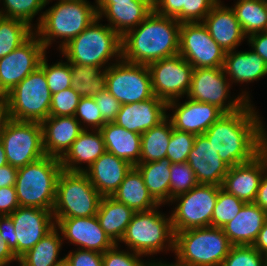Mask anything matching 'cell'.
I'll return each instance as SVG.
<instances>
[{
    "label": "cell",
    "instance_id": "cell-1",
    "mask_svg": "<svg viewBox=\"0 0 267 266\" xmlns=\"http://www.w3.org/2000/svg\"><path fill=\"white\" fill-rule=\"evenodd\" d=\"M251 103L225 113L204 135L229 167L253 160L267 147V131ZM255 108V109H254Z\"/></svg>",
    "mask_w": 267,
    "mask_h": 266
},
{
    "label": "cell",
    "instance_id": "cell-2",
    "mask_svg": "<svg viewBox=\"0 0 267 266\" xmlns=\"http://www.w3.org/2000/svg\"><path fill=\"white\" fill-rule=\"evenodd\" d=\"M179 23L154 10L136 27L121 37L122 60L148 65L179 53Z\"/></svg>",
    "mask_w": 267,
    "mask_h": 266
},
{
    "label": "cell",
    "instance_id": "cell-3",
    "mask_svg": "<svg viewBox=\"0 0 267 266\" xmlns=\"http://www.w3.org/2000/svg\"><path fill=\"white\" fill-rule=\"evenodd\" d=\"M52 0H47L48 5ZM95 4L87 0H58L44 11L42 20L34 30L47 50L56 39L61 40L59 50L83 32L96 18Z\"/></svg>",
    "mask_w": 267,
    "mask_h": 266
},
{
    "label": "cell",
    "instance_id": "cell-4",
    "mask_svg": "<svg viewBox=\"0 0 267 266\" xmlns=\"http://www.w3.org/2000/svg\"><path fill=\"white\" fill-rule=\"evenodd\" d=\"M99 23L100 18L97 17L83 32L63 46L60 49L61 57L64 56L70 64L94 65L104 70L114 64L111 61H120L121 36L108 25Z\"/></svg>",
    "mask_w": 267,
    "mask_h": 266
},
{
    "label": "cell",
    "instance_id": "cell-5",
    "mask_svg": "<svg viewBox=\"0 0 267 266\" xmlns=\"http://www.w3.org/2000/svg\"><path fill=\"white\" fill-rule=\"evenodd\" d=\"M62 171L60 159L47 155L18 168L15 188L19 205L53 211Z\"/></svg>",
    "mask_w": 267,
    "mask_h": 266
},
{
    "label": "cell",
    "instance_id": "cell-6",
    "mask_svg": "<svg viewBox=\"0 0 267 266\" xmlns=\"http://www.w3.org/2000/svg\"><path fill=\"white\" fill-rule=\"evenodd\" d=\"M160 206L162 205L149 211L135 212L120 243H124L130 251L145 257L163 251L173 252L175 234L171 215L161 213L158 210Z\"/></svg>",
    "mask_w": 267,
    "mask_h": 266
},
{
    "label": "cell",
    "instance_id": "cell-7",
    "mask_svg": "<svg viewBox=\"0 0 267 266\" xmlns=\"http://www.w3.org/2000/svg\"><path fill=\"white\" fill-rule=\"evenodd\" d=\"M232 246L222 228H192L175 233L173 253L186 266H221Z\"/></svg>",
    "mask_w": 267,
    "mask_h": 266
},
{
    "label": "cell",
    "instance_id": "cell-8",
    "mask_svg": "<svg viewBox=\"0 0 267 266\" xmlns=\"http://www.w3.org/2000/svg\"><path fill=\"white\" fill-rule=\"evenodd\" d=\"M5 98L9 119L41 123L49 117L52 95L40 66L18 83Z\"/></svg>",
    "mask_w": 267,
    "mask_h": 266
},
{
    "label": "cell",
    "instance_id": "cell-9",
    "mask_svg": "<svg viewBox=\"0 0 267 266\" xmlns=\"http://www.w3.org/2000/svg\"><path fill=\"white\" fill-rule=\"evenodd\" d=\"M102 196L82 172L62 171L57 180L54 219L96 216Z\"/></svg>",
    "mask_w": 267,
    "mask_h": 266
},
{
    "label": "cell",
    "instance_id": "cell-10",
    "mask_svg": "<svg viewBox=\"0 0 267 266\" xmlns=\"http://www.w3.org/2000/svg\"><path fill=\"white\" fill-rule=\"evenodd\" d=\"M231 83L223 67L194 68L191 86L187 98L217 106L224 113H233L251 103L248 91H242L237 97H231ZM230 98V99H229ZM228 100V101H227Z\"/></svg>",
    "mask_w": 267,
    "mask_h": 266
},
{
    "label": "cell",
    "instance_id": "cell-11",
    "mask_svg": "<svg viewBox=\"0 0 267 266\" xmlns=\"http://www.w3.org/2000/svg\"><path fill=\"white\" fill-rule=\"evenodd\" d=\"M220 186L199 184L186 193L174 197L171 211L174 234L192 228L212 226L213 210Z\"/></svg>",
    "mask_w": 267,
    "mask_h": 266
},
{
    "label": "cell",
    "instance_id": "cell-12",
    "mask_svg": "<svg viewBox=\"0 0 267 266\" xmlns=\"http://www.w3.org/2000/svg\"><path fill=\"white\" fill-rule=\"evenodd\" d=\"M8 164L15 168L45 156L40 122L8 119L0 134Z\"/></svg>",
    "mask_w": 267,
    "mask_h": 266
},
{
    "label": "cell",
    "instance_id": "cell-13",
    "mask_svg": "<svg viewBox=\"0 0 267 266\" xmlns=\"http://www.w3.org/2000/svg\"><path fill=\"white\" fill-rule=\"evenodd\" d=\"M106 89L120 103L129 104L154 96L151 75L147 65L120 60L105 71Z\"/></svg>",
    "mask_w": 267,
    "mask_h": 266
},
{
    "label": "cell",
    "instance_id": "cell-14",
    "mask_svg": "<svg viewBox=\"0 0 267 266\" xmlns=\"http://www.w3.org/2000/svg\"><path fill=\"white\" fill-rule=\"evenodd\" d=\"M179 55L193 68L223 67L225 52L202 22H184L180 27Z\"/></svg>",
    "mask_w": 267,
    "mask_h": 266
},
{
    "label": "cell",
    "instance_id": "cell-15",
    "mask_svg": "<svg viewBox=\"0 0 267 266\" xmlns=\"http://www.w3.org/2000/svg\"><path fill=\"white\" fill-rule=\"evenodd\" d=\"M152 90L166 102L187 96L194 68L181 55L149 63Z\"/></svg>",
    "mask_w": 267,
    "mask_h": 266
},
{
    "label": "cell",
    "instance_id": "cell-16",
    "mask_svg": "<svg viewBox=\"0 0 267 266\" xmlns=\"http://www.w3.org/2000/svg\"><path fill=\"white\" fill-rule=\"evenodd\" d=\"M47 53L34 33L20 47L0 58V96L7 95L26 76L39 67Z\"/></svg>",
    "mask_w": 267,
    "mask_h": 266
},
{
    "label": "cell",
    "instance_id": "cell-17",
    "mask_svg": "<svg viewBox=\"0 0 267 266\" xmlns=\"http://www.w3.org/2000/svg\"><path fill=\"white\" fill-rule=\"evenodd\" d=\"M8 216L17 235V259L55 227L53 212L38 207L19 206Z\"/></svg>",
    "mask_w": 267,
    "mask_h": 266
},
{
    "label": "cell",
    "instance_id": "cell-18",
    "mask_svg": "<svg viewBox=\"0 0 267 266\" xmlns=\"http://www.w3.org/2000/svg\"><path fill=\"white\" fill-rule=\"evenodd\" d=\"M188 99L181 104L179 99L167 102V117L173 128L194 135L204 134L225 113L217 106Z\"/></svg>",
    "mask_w": 267,
    "mask_h": 266
},
{
    "label": "cell",
    "instance_id": "cell-19",
    "mask_svg": "<svg viewBox=\"0 0 267 266\" xmlns=\"http://www.w3.org/2000/svg\"><path fill=\"white\" fill-rule=\"evenodd\" d=\"M55 227L62 235L63 241L75 244L78 249L93 250L104 253L115 243L101 228L96 216L54 219Z\"/></svg>",
    "mask_w": 267,
    "mask_h": 266
},
{
    "label": "cell",
    "instance_id": "cell-20",
    "mask_svg": "<svg viewBox=\"0 0 267 266\" xmlns=\"http://www.w3.org/2000/svg\"><path fill=\"white\" fill-rule=\"evenodd\" d=\"M266 170L267 147L253 160L230 167L222 188L245 203H254Z\"/></svg>",
    "mask_w": 267,
    "mask_h": 266
},
{
    "label": "cell",
    "instance_id": "cell-21",
    "mask_svg": "<svg viewBox=\"0 0 267 266\" xmlns=\"http://www.w3.org/2000/svg\"><path fill=\"white\" fill-rule=\"evenodd\" d=\"M194 171L199 184L222 187L229 166L224 163L204 134L196 135L186 161Z\"/></svg>",
    "mask_w": 267,
    "mask_h": 266
},
{
    "label": "cell",
    "instance_id": "cell-22",
    "mask_svg": "<svg viewBox=\"0 0 267 266\" xmlns=\"http://www.w3.org/2000/svg\"><path fill=\"white\" fill-rule=\"evenodd\" d=\"M167 102L157 96L147 100L123 104L114 123L128 131L143 134L167 117Z\"/></svg>",
    "mask_w": 267,
    "mask_h": 266
},
{
    "label": "cell",
    "instance_id": "cell-23",
    "mask_svg": "<svg viewBox=\"0 0 267 266\" xmlns=\"http://www.w3.org/2000/svg\"><path fill=\"white\" fill-rule=\"evenodd\" d=\"M202 23L225 53L236 50L247 39L234 10L221 1L211 9Z\"/></svg>",
    "mask_w": 267,
    "mask_h": 266
},
{
    "label": "cell",
    "instance_id": "cell-24",
    "mask_svg": "<svg viewBox=\"0 0 267 266\" xmlns=\"http://www.w3.org/2000/svg\"><path fill=\"white\" fill-rule=\"evenodd\" d=\"M95 4L98 17L102 20L105 16L109 22L107 25L121 37L136 28L153 11V0Z\"/></svg>",
    "mask_w": 267,
    "mask_h": 266
},
{
    "label": "cell",
    "instance_id": "cell-25",
    "mask_svg": "<svg viewBox=\"0 0 267 266\" xmlns=\"http://www.w3.org/2000/svg\"><path fill=\"white\" fill-rule=\"evenodd\" d=\"M45 155L61 159L84 130L74 116H49L41 122Z\"/></svg>",
    "mask_w": 267,
    "mask_h": 266
},
{
    "label": "cell",
    "instance_id": "cell-26",
    "mask_svg": "<svg viewBox=\"0 0 267 266\" xmlns=\"http://www.w3.org/2000/svg\"><path fill=\"white\" fill-rule=\"evenodd\" d=\"M133 166L114 154L103 153L83 173L102 197L112 196Z\"/></svg>",
    "mask_w": 267,
    "mask_h": 266
},
{
    "label": "cell",
    "instance_id": "cell-27",
    "mask_svg": "<svg viewBox=\"0 0 267 266\" xmlns=\"http://www.w3.org/2000/svg\"><path fill=\"white\" fill-rule=\"evenodd\" d=\"M105 152L104 139L100 130L84 129L60 159L62 169L67 172L82 173ZM83 163H86L87 167H82Z\"/></svg>",
    "mask_w": 267,
    "mask_h": 266
},
{
    "label": "cell",
    "instance_id": "cell-28",
    "mask_svg": "<svg viewBox=\"0 0 267 266\" xmlns=\"http://www.w3.org/2000/svg\"><path fill=\"white\" fill-rule=\"evenodd\" d=\"M267 213L255 203H245L236 217L222 229L233 246H252Z\"/></svg>",
    "mask_w": 267,
    "mask_h": 266
},
{
    "label": "cell",
    "instance_id": "cell-29",
    "mask_svg": "<svg viewBox=\"0 0 267 266\" xmlns=\"http://www.w3.org/2000/svg\"><path fill=\"white\" fill-rule=\"evenodd\" d=\"M223 69L231 85L250 83L267 76L266 62L253 50H233L225 54Z\"/></svg>",
    "mask_w": 267,
    "mask_h": 266
},
{
    "label": "cell",
    "instance_id": "cell-30",
    "mask_svg": "<svg viewBox=\"0 0 267 266\" xmlns=\"http://www.w3.org/2000/svg\"><path fill=\"white\" fill-rule=\"evenodd\" d=\"M100 132L107 152L127 161L132 166L140 163L141 134L128 131L114 122L106 123Z\"/></svg>",
    "mask_w": 267,
    "mask_h": 266
},
{
    "label": "cell",
    "instance_id": "cell-31",
    "mask_svg": "<svg viewBox=\"0 0 267 266\" xmlns=\"http://www.w3.org/2000/svg\"><path fill=\"white\" fill-rule=\"evenodd\" d=\"M135 211L112 196L102 197L96 217L101 228L115 243L120 244Z\"/></svg>",
    "mask_w": 267,
    "mask_h": 266
},
{
    "label": "cell",
    "instance_id": "cell-32",
    "mask_svg": "<svg viewBox=\"0 0 267 266\" xmlns=\"http://www.w3.org/2000/svg\"><path fill=\"white\" fill-rule=\"evenodd\" d=\"M135 212L149 211L159 204L149 194L140 171L133 166L112 195Z\"/></svg>",
    "mask_w": 267,
    "mask_h": 266
},
{
    "label": "cell",
    "instance_id": "cell-33",
    "mask_svg": "<svg viewBox=\"0 0 267 266\" xmlns=\"http://www.w3.org/2000/svg\"><path fill=\"white\" fill-rule=\"evenodd\" d=\"M170 166L167 157L135 166L140 171L149 194L159 205L170 204Z\"/></svg>",
    "mask_w": 267,
    "mask_h": 266
},
{
    "label": "cell",
    "instance_id": "cell-34",
    "mask_svg": "<svg viewBox=\"0 0 267 266\" xmlns=\"http://www.w3.org/2000/svg\"><path fill=\"white\" fill-rule=\"evenodd\" d=\"M59 230L54 227L47 235L39 240L18 261L23 266H55L64 257H59L63 245V238Z\"/></svg>",
    "mask_w": 267,
    "mask_h": 266
},
{
    "label": "cell",
    "instance_id": "cell-35",
    "mask_svg": "<svg viewBox=\"0 0 267 266\" xmlns=\"http://www.w3.org/2000/svg\"><path fill=\"white\" fill-rule=\"evenodd\" d=\"M172 130V122L166 117L158 125L141 134L140 163L154 162L166 157Z\"/></svg>",
    "mask_w": 267,
    "mask_h": 266
},
{
    "label": "cell",
    "instance_id": "cell-36",
    "mask_svg": "<svg viewBox=\"0 0 267 266\" xmlns=\"http://www.w3.org/2000/svg\"><path fill=\"white\" fill-rule=\"evenodd\" d=\"M231 8L246 36L267 31V0H237Z\"/></svg>",
    "mask_w": 267,
    "mask_h": 266
},
{
    "label": "cell",
    "instance_id": "cell-37",
    "mask_svg": "<svg viewBox=\"0 0 267 266\" xmlns=\"http://www.w3.org/2000/svg\"><path fill=\"white\" fill-rule=\"evenodd\" d=\"M71 86L81 97H94L104 91V69L94 65L70 64Z\"/></svg>",
    "mask_w": 267,
    "mask_h": 266
},
{
    "label": "cell",
    "instance_id": "cell-38",
    "mask_svg": "<svg viewBox=\"0 0 267 266\" xmlns=\"http://www.w3.org/2000/svg\"><path fill=\"white\" fill-rule=\"evenodd\" d=\"M35 33L27 23L0 16V58L5 57Z\"/></svg>",
    "mask_w": 267,
    "mask_h": 266
},
{
    "label": "cell",
    "instance_id": "cell-39",
    "mask_svg": "<svg viewBox=\"0 0 267 266\" xmlns=\"http://www.w3.org/2000/svg\"><path fill=\"white\" fill-rule=\"evenodd\" d=\"M46 1L47 0H0V3H2L4 7L0 8V16L21 20L32 28L35 25V30L42 20L44 12L41 10L46 7ZM38 13L42 14L37 18L38 22L33 25L31 22Z\"/></svg>",
    "mask_w": 267,
    "mask_h": 266
},
{
    "label": "cell",
    "instance_id": "cell-40",
    "mask_svg": "<svg viewBox=\"0 0 267 266\" xmlns=\"http://www.w3.org/2000/svg\"><path fill=\"white\" fill-rule=\"evenodd\" d=\"M244 204V201L220 187L213 210L212 227L223 228L236 217Z\"/></svg>",
    "mask_w": 267,
    "mask_h": 266
},
{
    "label": "cell",
    "instance_id": "cell-41",
    "mask_svg": "<svg viewBox=\"0 0 267 266\" xmlns=\"http://www.w3.org/2000/svg\"><path fill=\"white\" fill-rule=\"evenodd\" d=\"M46 54L42 57L40 67L45 73L48 88L51 95L62 90L68 89L71 86V67L68 61L60 60L52 65L47 63Z\"/></svg>",
    "mask_w": 267,
    "mask_h": 266
},
{
    "label": "cell",
    "instance_id": "cell-42",
    "mask_svg": "<svg viewBox=\"0 0 267 266\" xmlns=\"http://www.w3.org/2000/svg\"><path fill=\"white\" fill-rule=\"evenodd\" d=\"M170 171V202L177 195L199 185L194 171L187 162L171 163Z\"/></svg>",
    "mask_w": 267,
    "mask_h": 266
},
{
    "label": "cell",
    "instance_id": "cell-43",
    "mask_svg": "<svg viewBox=\"0 0 267 266\" xmlns=\"http://www.w3.org/2000/svg\"><path fill=\"white\" fill-rule=\"evenodd\" d=\"M221 266H267V257L253 246H232Z\"/></svg>",
    "mask_w": 267,
    "mask_h": 266
},
{
    "label": "cell",
    "instance_id": "cell-44",
    "mask_svg": "<svg viewBox=\"0 0 267 266\" xmlns=\"http://www.w3.org/2000/svg\"><path fill=\"white\" fill-rule=\"evenodd\" d=\"M196 135L180 131L172 130L166 157L171 163H184L187 161L188 154L193 148Z\"/></svg>",
    "mask_w": 267,
    "mask_h": 266
},
{
    "label": "cell",
    "instance_id": "cell-45",
    "mask_svg": "<svg viewBox=\"0 0 267 266\" xmlns=\"http://www.w3.org/2000/svg\"><path fill=\"white\" fill-rule=\"evenodd\" d=\"M74 117L80 122L83 129H87L89 126L90 130H100L106 124L94 97H81Z\"/></svg>",
    "mask_w": 267,
    "mask_h": 266
},
{
    "label": "cell",
    "instance_id": "cell-46",
    "mask_svg": "<svg viewBox=\"0 0 267 266\" xmlns=\"http://www.w3.org/2000/svg\"><path fill=\"white\" fill-rule=\"evenodd\" d=\"M119 248L118 244H115L103 253V266H152L153 260L144 262L141 258L144 256L129 251V249L121 250Z\"/></svg>",
    "mask_w": 267,
    "mask_h": 266
},
{
    "label": "cell",
    "instance_id": "cell-47",
    "mask_svg": "<svg viewBox=\"0 0 267 266\" xmlns=\"http://www.w3.org/2000/svg\"><path fill=\"white\" fill-rule=\"evenodd\" d=\"M80 99L72 87L53 94L49 116H74Z\"/></svg>",
    "mask_w": 267,
    "mask_h": 266
},
{
    "label": "cell",
    "instance_id": "cell-48",
    "mask_svg": "<svg viewBox=\"0 0 267 266\" xmlns=\"http://www.w3.org/2000/svg\"><path fill=\"white\" fill-rule=\"evenodd\" d=\"M221 0H185L184 22H202L211 9Z\"/></svg>",
    "mask_w": 267,
    "mask_h": 266
},
{
    "label": "cell",
    "instance_id": "cell-49",
    "mask_svg": "<svg viewBox=\"0 0 267 266\" xmlns=\"http://www.w3.org/2000/svg\"><path fill=\"white\" fill-rule=\"evenodd\" d=\"M94 99L103 121L105 123L114 122L120 111L121 103L107 89L94 96Z\"/></svg>",
    "mask_w": 267,
    "mask_h": 266
},
{
    "label": "cell",
    "instance_id": "cell-50",
    "mask_svg": "<svg viewBox=\"0 0 267 266\" xmlns=\"http://www.w3.org/2000/svg\"><path fill=\"white\" fill-rule=\"evenodd\" d=\"M65 254L69 266H103L102 253L93 250L78 249Z\"/></svg>",
    "mask_w": 267,
    "mask_h": 266
},
{
    "label": "cell",
    "instance_id": "cell-51",
    "mask_svg": "<svg viewBox=\"0 0 267 266\" xmlns=\"http://www.w3.org/2000/svg\"><path fill=\"white\" fill-rule=\"evenodd\" d=\"M185 0H153V10L162 16L173 17L183 23Z\"/></svg>",
    "mask_w": 267,
    "mask_h": 266
},
{
    "label": "cell",
    "instance_id": "cell-52",
    "mask_svg": "<svg viewBox=\"0 0 267 266\" xmlns=\"http://www.w3.org/2000/svg\"><path fill=\"white\" fill-rule=\"evenodd\" d=\"M19 206L15 186L0 188V216L12 214Z\"/></svg>",
    "mask_w": 267,
    "mask_h": 266
},
{
    "label": "cell",
    "instance_id": "cell-53",
    "mask_svg": "<svg viewBox=\"0 0 267 266\" xmlns=\"http://www.w3.org/2000/svg\"><path fill=\"white\" fill-rule=\"evenodd\" d=\"M12 219L7 216H0V238L7 242L8 247L17 258V237Z\"/></svg>",
    "mask_w": 267,
    "mask_h": 266
},
{
    "label": "cell",
    "instance_id": "cell-54",
    "mask_svg": "<svg viewBox=\"0 0 267 266\" xmlns=\"http://www.w3.org/2000/svg\"><path fill=\"white\" fill-rule=\"evenodd\" d=\"M247 44L257 53L267 64V31L258 32L247 36Z\"/></svg>",
    "mask_w": 267,
    "mask_h": 266
},
{
    "label": "cell",
    "instance_id": "cell-55",
    "mask_svg": "<svg viewBox=\"0 0 267 266\" xmlns=\"http://www.w3.org/2000/svg\"><path fill=\"white\" fill-rule=\"evenodd\" d=\"M18 169L7 164L0 167V188L15 186Z\"/></svg>",
    "mask_w": 267,
    "mask_h": 266
},
{
    "label": "cell",
    "instance_id": "cell-56",
    "mask_svg": "<svg viewBox=\"0 0 267 266\" xmlns=\"http://www.w3.org/2000/svg\"><path fill=\"white\" fill-rule=\"evenodd\" d=\"M254 203L267 213V170L261 179Z\"/></svg>",
    "mask_w": 267,
    "mask_h": 266
},
{
    "label": "cell",
    "instance_id": "cell-57",
    "mask_svg": "<svg viewBox=\"0 0 267 266\" xmlns=\"http://www.w3.org/2000/svg\"><path fill=\"white\" fill-rule=\"evenodd\" d=\"M252 246L267 257V218Z\"/></svg>",
    "mask_w": 267,
    "mask_h": 266
},
{
    "label": "cell",
    "instance_id": "cell-58",
    "mask_svg": "<svg viewBox=\"0 0 267 266\" xmlns=\"http://www.w3.org/2000/svg\"><path fill=\"white\" fill-rule=\"evenodd\" d=\"M18 262L15 254L8 247L7 242L0 238V266Z\"/></svg>",
    "mask_w": 267,
    "mask_h": 266
},
{
    "label": "cell",
    "instance_id": "cell-59",
    "mask_svg": "<svg viewBox=\"0 0 267 266\" xmlns=\"http://www.w3.org/2000/svg\"><path fill=\"white\" fill-rule=\"evenodd\" d=\"M7 103L5 96H0V134L5 122L8 120Z\"/></svg>",
    "mask_w": 267,
    "mask_h": 266
},
{
    "label": "cell",
    "instance_id": "cell-60",
    "mask_svg": "<svg viewBox=\"0 0 267 266\" xmlns=\"http://www.w3.org/2000/svg\"><path fill=\"white\" fill-rule=\"evenodd\" d=\"M8 162H7V159H6V154H5V151H4V147H3V144L0 140V167L2 166H5L7 165Z\"/></svg>",
    "mask_w": 267,
    "mask_h": 266
},
{
    "label": "cell",
    "instance_id": "cell-61",
    "mask_svg": "<svg viewBox=\"0 0 267 266\" xmlns=\"http://www.w3.org/2000/svg\"><path fill=\"white\" fill-rule=\"evenodd\" d=\"M156 260H153L152 266H186L183 264H180L176 261V263H166V262H162L161 260L159 262H155Z\"/></svg>",
    "mask_w": 267,
    "mask_h": 266
},
{
    "label": "cell",
    "instance_id": "cell-62",
    "mask_svg": "<svg viewBox=\"0 0 267 266\" xmlns=\"http://www.w3.org/2000/svg\"><path fill=\"white\" fill-rule=\"evenodd\" d=\"M135 0H95V3H116V2H132Z\"/></svg>",
    "mask_w": 267,
    "mask_h": 266
},
{
    "label": "cell",
    "instance_id": "cell-63",
    "mask_svg": "<svg viewBox=\"0 0 267 266\" xmlns=\"http://www.w3.org/2000/svg\"><path fill=\"white\" fill-rule=\"evenodd\" d=\"M55 266H69V264L65 259H63L61 262H59Z\"/></svg>",
    "mask_w": 267,
    "mask_h": 266
},
{
    "label": "cell",
    "instance_id": "cell-64",
    "mask_svg": "<svg viewBox=\"0 0 267 266\" xmlns=\"http://www.w3.org/2000/svg\"><path fill=\"white\" fill-rule=\"evenodd\" d=\"M17 264H19V266H23L19 261ZM2 266H10V264L9 265H2Z\"/></svg>",
    "mask_w": 267,
    "mask_h": 266
}]
</instances>
